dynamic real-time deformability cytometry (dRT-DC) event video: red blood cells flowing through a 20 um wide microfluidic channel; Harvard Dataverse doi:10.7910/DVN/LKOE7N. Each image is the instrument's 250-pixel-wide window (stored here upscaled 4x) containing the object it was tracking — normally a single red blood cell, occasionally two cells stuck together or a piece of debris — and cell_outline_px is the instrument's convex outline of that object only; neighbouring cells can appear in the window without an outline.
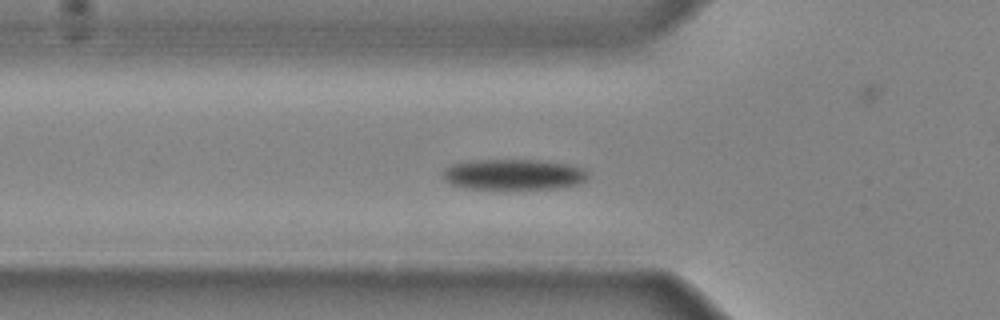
{"species": "common noctule bat (a hibernating species)", "species_latin": "Nyctalus noctula", "temperature_condition": "cold", "stored_images_in_passage": 37, "camera_frame_rate_fps": 3000, "um_per_image_px": 0.085, "animal": {"sex": "male", "body_mass_g": 20.4}, "frame": {"image": 1, "passage_image": 11, "time_ms": 3.333, "image_size_px": [1000, 320], "cell_outline_px": [[588, 180], [576, 184], [560, 188], [464, 188], [452, 184], [444, 180], [444, 168], [452, 164], [480, 160], [540, 160], [568, 164], [584, 168], [588, 172]], "centroid_in_image_um": [43.7, 14.82], "position_along_channel_um": 82.1, "area_um2": 25.72}}
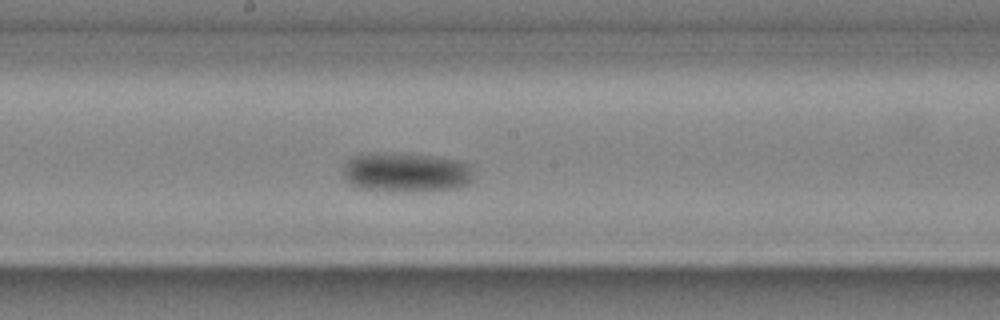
{"frame": {"image": 2, "passage_image": 20, "time_ms": 6.333, "image_size_px": [1000, 320], "cell_outline_px": [[472, 180], [468, 184], [456, 188], [360, 188], [348, 184], [344, 180], [344, 164], [352, 156], [380, 152], [396, 152], [436, 156], [460, 160], [472, 164]], "centroid_in_image_um": [34.52, 14.56], "position_along_channel_um": 213.7, "area_um2": 29.25}}
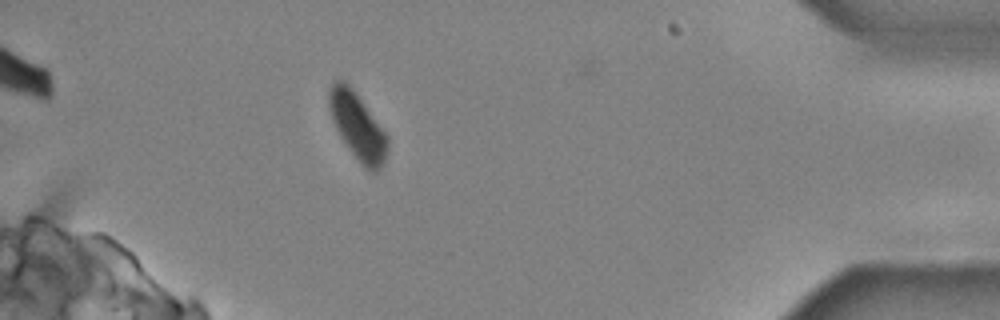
{"frame": {"image": 3, "passage_image": 36, "time_ms": 11.667, "image_size_px": [1000, 320], "cell_outline_px": [[388, 148], [384, 164], [376, 172], [372, 172], [364, 168], [348, 148], [340, 136], [336, 128], [328, 104], [328, 88], [332, 80], [344, 80], [352, 88], [388, 136]], "centroid_in_image_um": [30.38, 10.73], "position_along_channel_um": 404.8, "area_um2": 22.66}}